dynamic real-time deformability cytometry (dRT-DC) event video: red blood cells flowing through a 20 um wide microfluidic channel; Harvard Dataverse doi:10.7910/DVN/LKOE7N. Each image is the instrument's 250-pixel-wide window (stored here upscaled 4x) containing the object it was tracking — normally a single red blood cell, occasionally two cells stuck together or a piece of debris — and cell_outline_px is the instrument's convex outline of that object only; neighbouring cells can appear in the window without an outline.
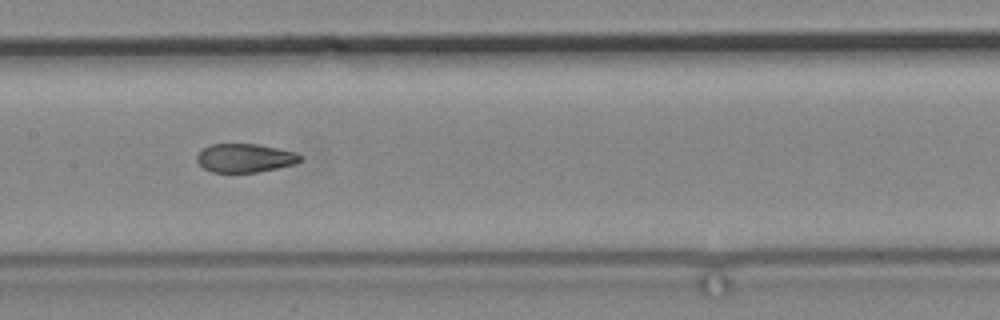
{"species": "common noctule bat (a hibernating species)", "species_latin": "Nyctalus noctula", "temperature_condition": "cold", "stored_images_in_passage": 12, "camera_frame_rate_fps": 3000, "um_per_image_px": 0.085, "animal": {"sex": "male", "body_mass_g": 19.2, "forearm_length_mm": 51.8}, "frame": {"image": 1, "passage_image": 12, "time_ms": 14.667, "image_size_px": [1000, 320], "cell_outline_px": [[304, 156], [296, 164], [256, 172], [212, 172], [204, 168], [196, 160], [196, 156], [200, 148], [208, 144], [260, 144], [296, 152]], "centroid_in_image_um": [20.81, 13.41], "position_along_channel_um": 186.6, "area_um2": 17.46}}